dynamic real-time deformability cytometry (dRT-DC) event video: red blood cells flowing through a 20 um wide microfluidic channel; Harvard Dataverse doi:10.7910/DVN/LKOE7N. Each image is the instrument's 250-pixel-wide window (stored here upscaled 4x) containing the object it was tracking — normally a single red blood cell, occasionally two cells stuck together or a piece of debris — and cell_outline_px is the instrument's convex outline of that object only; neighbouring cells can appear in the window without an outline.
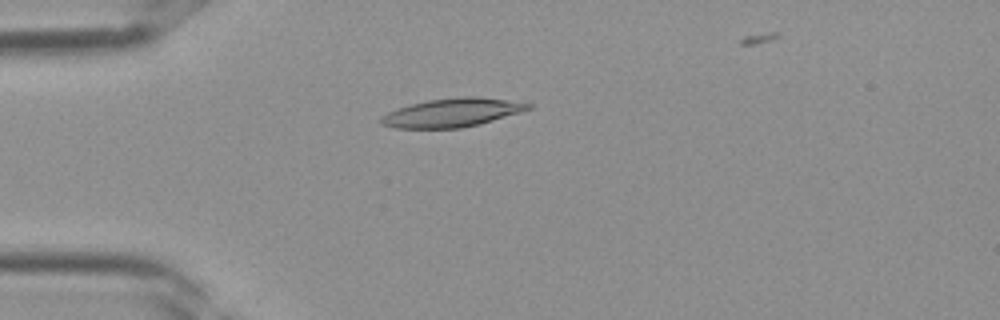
{"species": "Egyptian fruit bat (a non-hibernating species)", "species_latin": "Rousettus aegyptiacus", "temperature_condition": "room temperature", "stored_images_in_passage": 34, "camera_frame_rate_fps": 3000, "um_per_image_px": 0.085, "frame": {"image": 1, "passage_image": 10, "time_ms": 3.0, "image_size_px": [1000, 320], "cell_outline_px": [[532, 108], [520, 112], [480, 124], [460, 128], [396, 128], [380, 124], [380, 116], [388, 112], [412, 104], [428, 100], [464, 96], [480, 96], [532, 104]], "centroid_in_image_um": [38.42, 9.57], "position_along_channel_um": 46.6, "area_um2": 24.33}}
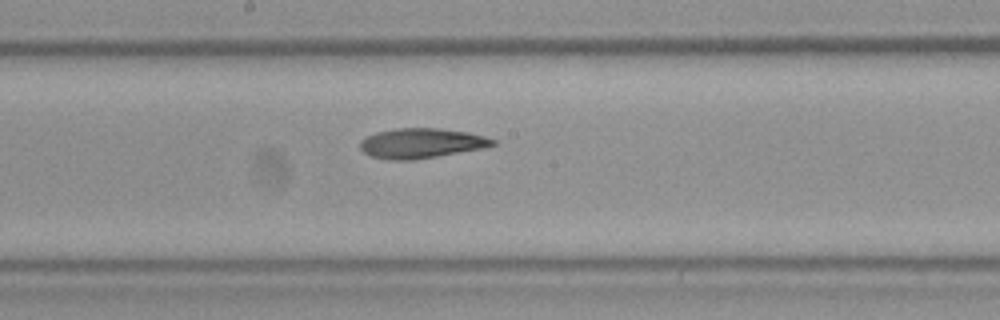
{"frame": {"image": 2, "passage_image": 20, "time_ms": 6.333, "image_size_px": [1000, 320], "cell_outline_px": [[496, 144], [484, 148], [412, 160], [388, 160], [368, 156], [360, 148], [360, 140], [376, 132], [396, 128], [440, 128], [468, 132], [484, 136], [496, 140]], "centroid_in_image_um": [35.79, 12.17], "position_along_channel_um": 212.4, "area_um2": 23.18}}
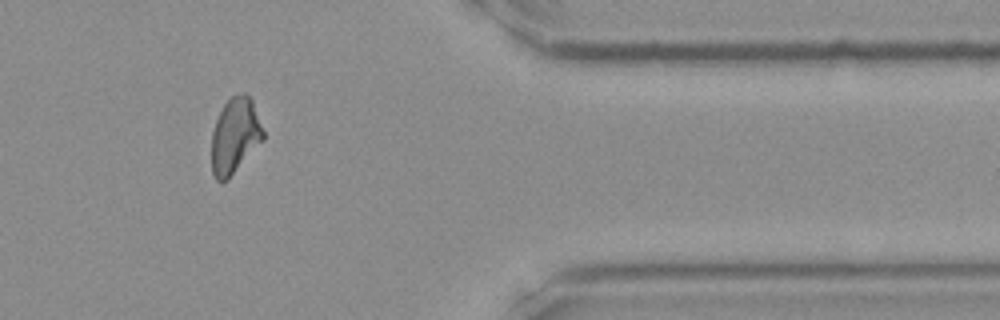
{"frame": {"image": 3, "passage_image": 31, "time_ms": 10.0, "image_size_px": [1000, 320], "cell_outline_px": [[264, 140], [228, 180], [216, 180], [212, 172], [212, 132], [216, 120], [224, 104], [232, 96], [240, 92], [244, 92], [252, 100], [264, 132]], "centroid_in_image_um": [19.98, 11.55], "position_along_channel_um": 391.4, "area_um2": 22.72}}